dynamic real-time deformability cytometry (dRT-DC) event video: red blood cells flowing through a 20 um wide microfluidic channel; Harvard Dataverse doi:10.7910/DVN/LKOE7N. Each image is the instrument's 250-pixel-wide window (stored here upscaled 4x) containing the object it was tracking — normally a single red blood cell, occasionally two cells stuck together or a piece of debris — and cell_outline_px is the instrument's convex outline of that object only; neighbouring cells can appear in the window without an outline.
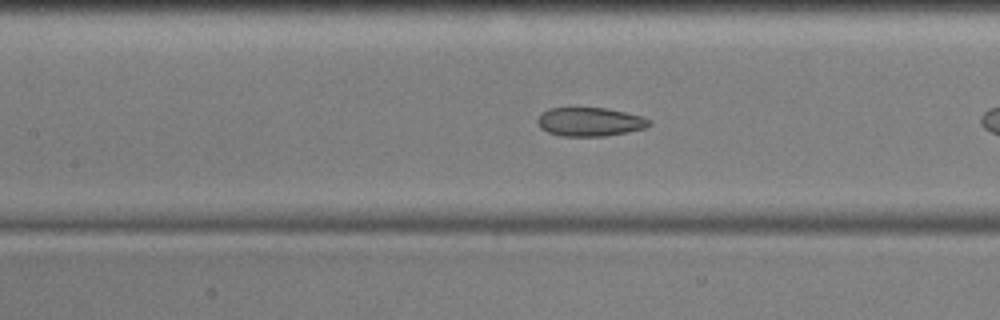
{"species": "common noctule bat (a hibernating species)", "species_latin": "Nyctalus noctula", "temperature_condition": "cold", "stored_images_in_passage": 19, "camera_frame_rate_fps": 3000, "um_per_image_px": 0.085, "animal": {"sex": "male", "body_mass_g": 17.9, "forearm_length_mm": 54.2}, "frame": {"image": 1, "passage_image": 11, "time_ms": 3.333, "image_size_px": [1000, 320], "cell_outline_px": [[652, 124], [644, 128], [628, 132], [604, 136], [564, 136], [548, 132], [540, 128], [536, 120], [540, 112], [548, 108], [604, 108], [624, 112], [640, 116], [652, 120]], "centroid_in_image_um": [50.11, 10.35], "position_along_channel_um": 157.3, "area_um2": 18.73}}